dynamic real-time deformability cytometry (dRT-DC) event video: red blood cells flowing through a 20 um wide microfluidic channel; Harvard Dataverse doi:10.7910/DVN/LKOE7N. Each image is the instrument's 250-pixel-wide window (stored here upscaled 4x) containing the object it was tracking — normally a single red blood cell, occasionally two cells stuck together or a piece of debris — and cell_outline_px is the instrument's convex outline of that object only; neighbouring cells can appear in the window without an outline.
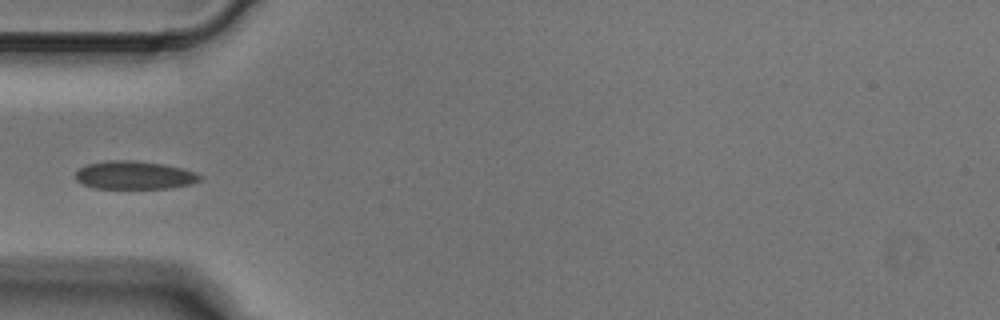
{"species": "Egyptian fruit bat (a non-hibernating species)", "species_latin": "Rousettus aegyptiacus", "temperature_condition": "cold", "stored_images_in_passage": 2, "camera_frame_rate_fps": 3000, "um_per_image_px": 0.085, "animal": {"sex": "male"}, "frame": {"image": 1, "passage_image": 2, "time_ms": 0.333, "image_size_px": [1000, 320], "cell_outline_px": [[204, 176], [200, 180], [192, 184], [168, 188], [92, 188], [76, 180], [76, 172], [80, 168], [88, 164], [104, 160], [132, 160], [164, 164], [184, 168], [196, 172]], "centroid_in_image_um": [11.46, 14.88], "position_along_channel_um": 73.5, "area_um2": 20.58}}